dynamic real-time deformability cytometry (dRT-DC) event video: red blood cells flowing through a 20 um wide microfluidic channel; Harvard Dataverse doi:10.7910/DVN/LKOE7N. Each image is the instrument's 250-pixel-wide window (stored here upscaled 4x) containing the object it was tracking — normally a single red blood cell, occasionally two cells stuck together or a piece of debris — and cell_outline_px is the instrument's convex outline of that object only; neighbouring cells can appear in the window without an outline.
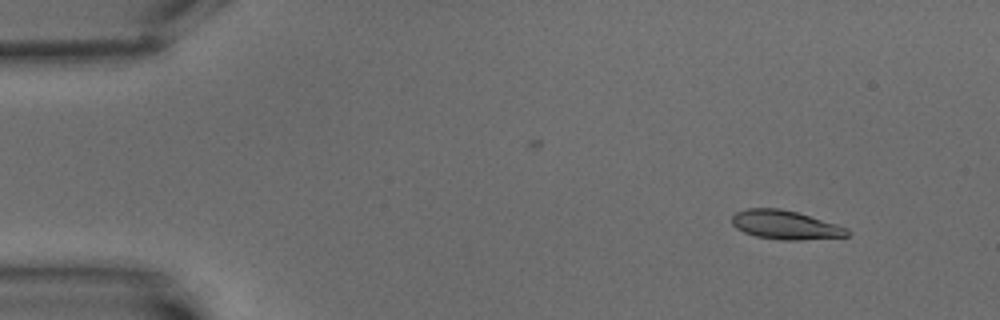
{"species": "common noctule bat (a hibernating species)", "species_latin": "Nyctalus noctula", "temperature_condition": "warm", "stored_images_in_passage": 8, "camera_frame_rate_fps": 3000, "um_per_image_px": 0.085, "animal": {"sex": "male", "body_mass_g": 15.6}, "frame": {"image": 1, "passage_image": 1, "time_ms": 0.0, "image_size_px": [1000, 320], "cell_outline_px": [[852, 232], [848, 236], [800, 240], [780, 240], [756, 236], [744, 232], [736, 228], [732, 224], [732, 216], [736, 212], [748, 208], [780, 208], [796, 212], [836, 224], [848, 228]], "centroid_in_image_um": [66.75, 19.12], "position_along_channel_um": 18.2, "area_um2": 19.36}}
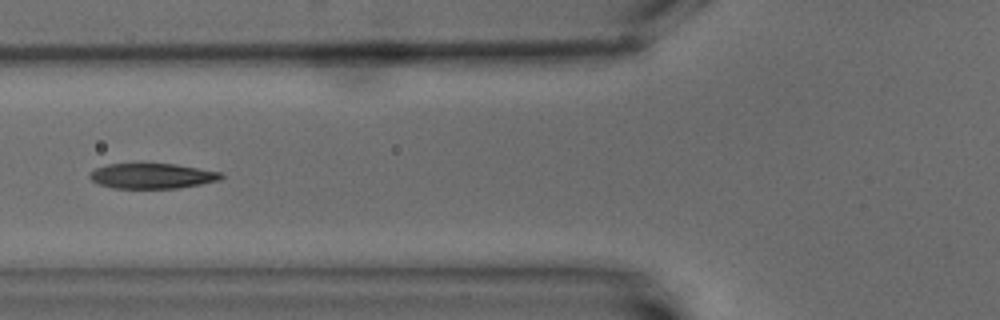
{"frame": {"image": 2, "passage_image": 6, "time_ms": 6.0, "image_size_px": [1000, 320], "cell_outline_px": [[224, 176], [220, 180], [200, 184], [176, 188], [112, 188], [100, 184], [92, 180], [88, 176], [96, 168], [108, 164], [176, 164], [224, 172]], "centroid_in_image_um": [12.98, 14.95], "position_along_channel_um": 112.8, "area_um2": 19.25}}
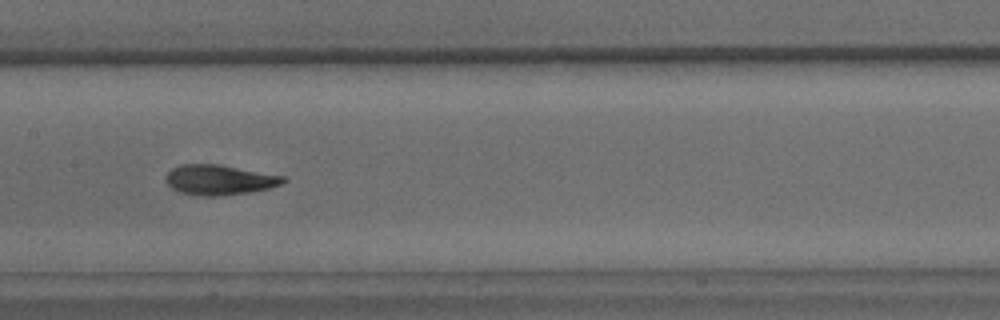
{"frame": {"image": 3, "passage_image": 8, "time_ms": 8.333, "image_size_px": [1000, 320], "cell_outline_px": [[288, 180], [280, 184], [268, 188], [248, 192], [216, 196], [200, 196], [180, 192], [172, 188], [164, 180], [164, 176], [172, 168], [180, 164], [216, 164], [284, 176]], "centroid_in_image_um": [18.59, 15.28], "position_along_channel_um": 188.8, "area_um2": 20.4}}